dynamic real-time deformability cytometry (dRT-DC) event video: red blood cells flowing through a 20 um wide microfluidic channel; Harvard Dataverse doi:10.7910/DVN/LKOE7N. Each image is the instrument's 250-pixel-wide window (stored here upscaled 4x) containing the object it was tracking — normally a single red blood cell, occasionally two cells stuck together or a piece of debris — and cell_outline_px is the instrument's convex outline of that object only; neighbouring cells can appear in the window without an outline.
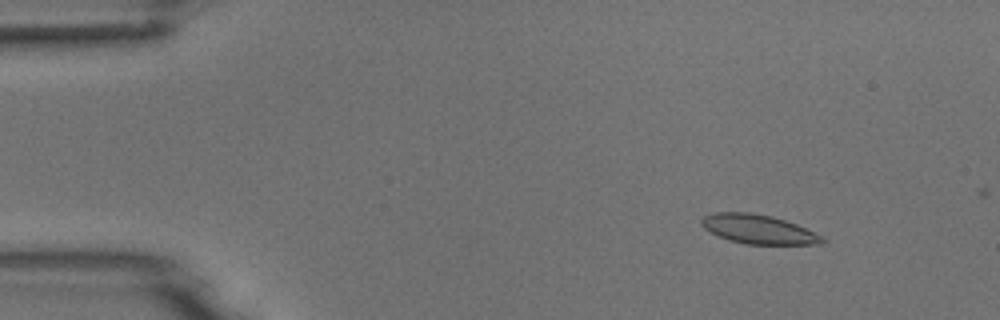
{"species": "common noctule bat (a hibernating species)", "species_latin": "Nyctalus noctula", "temperature_condition": "room temperature", "stored_images_in_passage": 13, "camera_frame_rate_fps": 3000, "um_per_image_px": 0.085, "animal": {"sex": "male", "body_mass_g": 18.8}, "frame": {"image": 1, "passage_image": 6, "time_ms": 1.667, "image_size_px": [1000, 320], "cell_outline_px": [[828, 240], [820, 244], [748, 244], [728, 240], [704, 228], [700, 224], [700, 220], [704, 216], [712, 212], [748, 212], [772, 216], [796, 224], [824, 236]], "centroid_in_image_um": [64.48, 19.48], "position_along_channel_um": 20.5, "area_um2": 20.52}}